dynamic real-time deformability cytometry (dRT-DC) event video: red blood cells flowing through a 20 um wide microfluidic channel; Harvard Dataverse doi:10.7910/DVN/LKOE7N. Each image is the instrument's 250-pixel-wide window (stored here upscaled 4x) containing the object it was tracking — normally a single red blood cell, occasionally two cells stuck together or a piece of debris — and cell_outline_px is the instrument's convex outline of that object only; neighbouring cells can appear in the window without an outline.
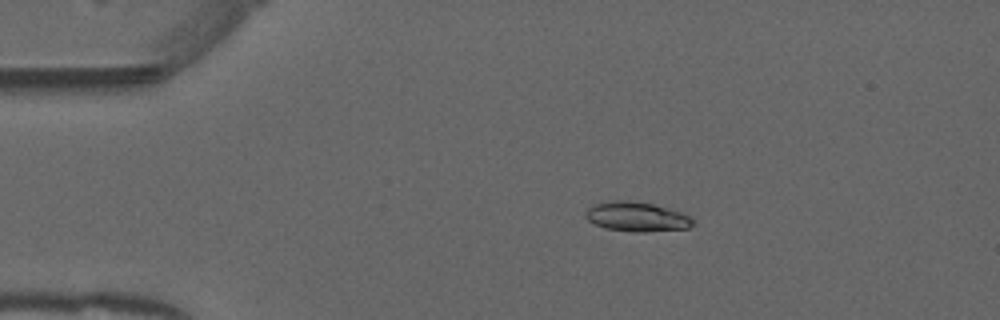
{"species": "common noctule bat (a hibernating species)", "species_latin": "Nyctalus noctula", "temperature_condition": "warm", "stored_images_in_passage": 35, "camera_frame_rate_fps": 3000, "um_per_image_px": 0.085, "animal": {"sex": "male", "forearm_length_mm": 52.5}, "frame": {"image": 1, "passage_image": 1, "time_ms": 0.0, "image_size_px": [1000, 320], "cell_outline_px": [[692, 224], [688, 228], [644, 232], [632, 232], [604, 228], [588, 220], [584, 216], [584, 212], [592, 204], [612, 200], [628, 200], [652, 204], [668, 208], [680, 212], [688, 216], [692, 220]], "centroid_in_image_um": [54.05, 18.42], "position_along_channel_um": 31.0, "area_um2": 18.44}}
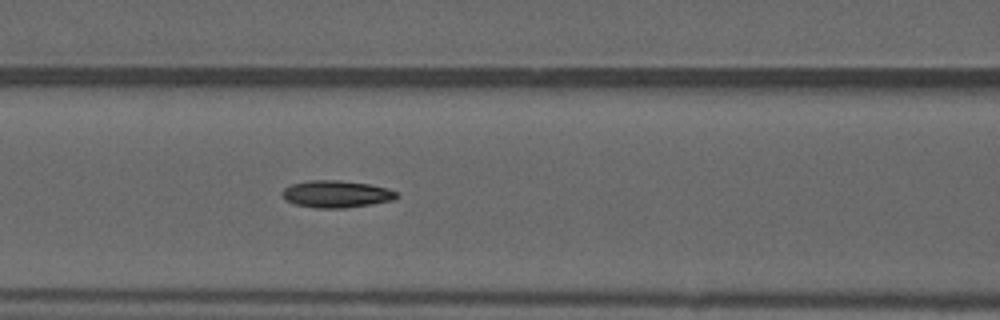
{"frame": {"image": 2, "passage_image": 13, "time_ms": 4.0, "image_size_px": [1000, 320], "cell_outline_px": [[400, 196], [396, 200], [372, 204], [344, 208], [316, 208], [296, 204], [284, 200], [280, 192], [284, 188], [292, 184], [308, 180], [340, 180], [368, 184], [388, 188], [396, 192]], "centroid_in_image_um": [28.59, 16.49], "position_along_channel_um": 138.0, "area_um2": 18.26}}
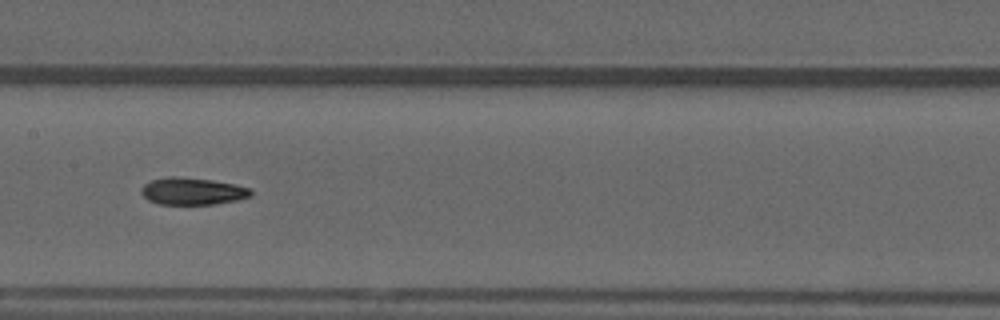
{"frame": {"image": 3, "passage_image": 17, "time_ms": 5.333, "image_size_px": [1000, 320], "cell_outline_px": [[252, 196], [236, 200], [216, 204], [156, 204], [148, 200], [140, 192], [140, 188], [144, 184], [152, 180], [168, 176], [176, 176], [212, 180], [236, 184], [252, 188]], "centroid_in_image_um": [16.36, 16.25], "position_along_channel_um": 191.0, "area_um2": 17.51}, "authors_computed_cell_mechanics": {"area_um2": 17.5134, "velocity_mm_per_s": 3.9779, "shape_relaxation_time_tau1_ms": null, "shape_relaxation_time_tau2_ms": 3.1539, "deformation_change_tau1": null, "deformation_change_tau2": 0.0972}}